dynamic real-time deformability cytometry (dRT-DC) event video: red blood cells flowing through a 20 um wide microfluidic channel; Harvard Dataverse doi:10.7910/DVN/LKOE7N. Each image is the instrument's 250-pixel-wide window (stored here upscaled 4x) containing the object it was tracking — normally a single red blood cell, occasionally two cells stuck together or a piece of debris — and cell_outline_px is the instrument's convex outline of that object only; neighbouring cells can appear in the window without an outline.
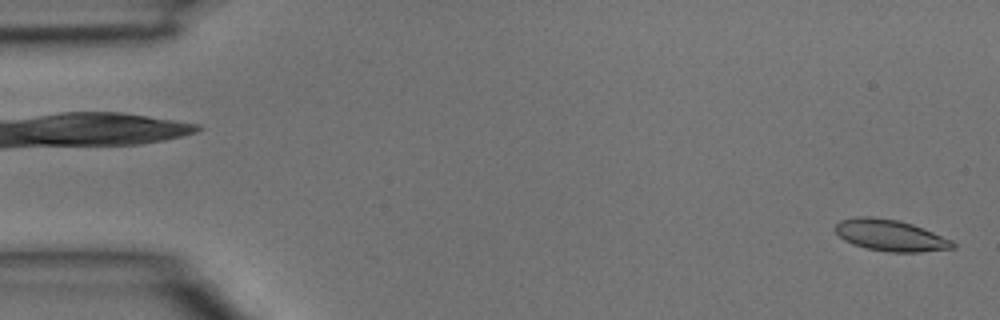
{"species": "common noctule bat (a hibernating species)", "species_latin": "Nyctalus noctula", "temperature_condition": "room temperature", "stored_images_in_passage": 3, "camera_frame_rate_fps": 3000, "um_per_image_px": 0.085, "animal": {"sex": "male", "body_mass_g": 15.6}, "frame": {"image": 1, "passage_image": 3, "time_ms": 0.667, "image_size_px": [1000, 320], "cell_outline_px": [[956, 248], [920, 252], [888, 252], [868, 248], [852, 244], [844, 240], [836, 232], [836, 224], [840, 220], [860, 216], [872, 216], [900, 220], [924, 228], [952, 240], [956, 244]], "centroid_in_image_um": [75.71, 20.0], "position_along_channel_um": 9.3, "area_um2": 21.56}}